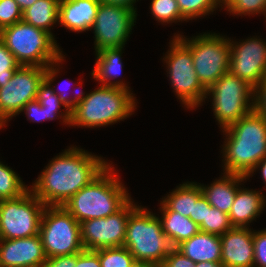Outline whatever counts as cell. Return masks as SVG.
<instances>
[{
    "label": "cell",
    "instance_id": "1",
    "mask_svg": "<svg viewBox=\"0 0 266 267\" xmlns=\"http://www.w3.org/2000/svg\"><path fill=\"white\" fill-rule=\"evenodd\" d=\"M109 164L100 156L69 146L47 164L30 189L46 206H63Z\"/></svg>",
    "mask_w": 266,
    "mask_h": 267
},
{
    "label": "cell",
    "instance_id": "2",
    "mask_svg": "<svg viewBox=\"0 0 266 267\" xmlns=\"http://www.w3.org/2000/svg\"><path fill=\"white\" fill-rule=\"evenodd\" d=\"M222 132L223 172L247 177L266 156V119L253 110Z\"/></svg>",
    "mask_w": 266,
    "mask_h": 267
},
{
    "label": "cell",
    "instance_id": "3",
    "mask_svg": "<svg viewBox=\"0 0 266 267\" xmlns=\"http://www.w3.org/2000/svg\"><path fill=\"white\" fill-rule=\"evenodd\" d=\"M111 164L63 205L79 223L113 215L132 199Z\"/></svg>",
    "mask_w": 266,
    "mask_h": 267
},
{
    "label": "cell",
    "instance_id": "4",
    "mask_svg": "<svg viewBox=\"0 0 266 267\" xmlns=\"http://www.w3.org/2000/svg\"><path fill=\"white\" fill-rule=\"evenodd\" d=\"M137 99L131 91L110 86L95 88L85 94L71 110L69 126L99 128L129 118L137 107Z\"/></svg>",
    "mask_w": 266,
    "mask_h": 267
},
{
    "label": "cell",
    "instance_id": "5",
    "mask_svg": "<svg viewBox=\"0 0 266 267\" xmlns=\"http://www.w3.org/2000/svg\"><path fill=\"white\" fill-rule=\"evenodd\" d=\"M137 262L162 264L174 248L155 213L138 205L129 215L123 243Z\"/></svg>",
    "mask_w": 266,
    "mask_h": 267
},
{
    "label": "cell",
    "instance_id": "6",
    "mask_svg": "<svg viewBox=\"0 0 266 267\" xmlns=\"http://www.w3.org/2000/svg\"><path fill=\"white\" fill-rule=\"evenodd\" d=\"M0 38L20 65L47 67L64 55L51 34L23 20L2 28Z\"/></svg>",
    "mask_w": 266,
    "mask_h": 267
},
{
    "label": "cell",
    "instance_id": "7",
    "mask_svg": "<svg viewBox=\"0 0 266 267\" xmlns=\"http://www.w3.org/2000/svg\"><path fill=\"white\" fill-rule=\"evenodd\" d=\"M218 34L205 32L191 39L180 33L173 35L191 51L197 78L206 90L229 72V38Z\"/></svg>",
    "mask_w": 266,
    "mask_h": 267
},
{
    "label": "cell",
    "instance_id": "8",
    "mask_svg": "<svg viewBox=\"0 0 266 267\" xmlns=\"http://www.w3.org/2000/svg\"><path fill=\"white\" fill-rule=\"evenodd\" d=\"M208 96L213 100V113L221 130L253 111L254 87L230 71L206 90Z\"/></svg>",
    "mask_w": 266,
    "mask_h": 267
},
{
    "label": "cell",
    "instance_id": "9",
    "mask_svg": "<svg viewBox=\"0 0 266 267\" xmlns=\"http://www.w3.org/2000/svg\"><path fill=\"white\" fill-rule=\"evenodd\" d=\"M39 236L47 258L80 253L84 250L80 223L63 206H46Z\"/></svg>",
    "mask_w": 266,
    "mask_h": 267
},
{
    "label": "cell",
    "instance_id": "10",
    "mask_svg": "<svg viewBox=\"0 0 266 267\" xmlns=\"http://www.w3.org/2000/svg\"><path fill=\"white\" fill-rule=\"evenodd\" d=\"M163 60L167 64V75L180 102L187 109L195 110L206 99V89L197 78L191 51L173 37Z\"/></svg>",
    "mask_w": 266,
    "mask_h": 267
},
{
    "label": "cell",
    "instance_id": "11",
    "mask_svg": "<svg viewBox=\"0 0 266 267\" xmlns=\"http://www.w3.org/2000/svg\"><path fill=\"white\" fill-rule=\"evenodd\" d=\"M45 207L30 188L17 198L0 200V239H21L39 234Z\"/></svg>",
    "mask_w": 266,
    "mask_h": 267
},
{
    "label": "cell",
    "instance_id": "12",
    "mask_svg": "<svg viewBox=\"0 0 266 267\" xmlns=\"http://www.w3.org/2000/svg\"><path fill=\"white\" fill-rule=\"evenodd\" d=\"M46 67L20 65L8 83L0 87V129L19 115L23 107L37 97ZM9 120V121H8Z\"/></svg>",
    "mask_w": 266,
    "mask_h": 267
},
{
    "label": "cell",
    "instance_id": "13",
    "mask_svg": "<svg viewBox=\"0 0 266 267\" xmlns=\"http://www.w3.org/2000/svg\"><path fill=\"white\" fill-rule=\"evenodd\" d=\"M137 11L100 2L94 25L95 53L107 48L125 47L136 23Z\"/></svg>",
    "mask_w": 266,
    "mask_h": 267
},
{
    "label": "cell",
    "instance_id": "14",
    "mask_svg": "<svg viewBox=\"0 0 266 267\" xmlns=\"http://www.w3.org/2000/svg\"><path fill=\"white\" fill-rule=\"evenodd\" d=\"M132 200L113 215L80 223L84 249L98 250L123 246L129 215L138 206Z\"/></svg>",
    "mask_w": 266,
    "mask_h": 267
},
{
    "label": "cell",
    "instance_id": "15",
    "mask_svg": "<svg viewBox=\"0 0 266 267\" xmlns=\"http://www.w3.org/2000/svg\"><path fill=\"white\" fill-rule=\"evenodd\" d=\"M230 39L229 71L255 88L266 77V41L259 36Z\"/></svg>",
    "mask_w": 266,
    "mask_h": 267
},
{
    "label": "cell",
    "instance_id": "16",
    "mask_svg": "<svg viewBox=\"0 0 266 267\" xmlns=\"http://www.w3.org/2000/svg\"><path fill=\"white\" fill-rule=\"evenodd\" d=\"M46 259L39 234L21 239H0V267H42Z\"/></svg>",
    "mask_w": 266,
    "mask_h": 267
},
{
    "label": "cell",
    "instance_id": "17",
    "mask_svg": "<svg viewBox=\"0 0 266 267\" xmlns=\"http://www.w3.org/2000/svg\"><path fill=\"white\" fill-rule=\"evenodd\" d=\"M220 239L225 267H254L253 229L232 227Z\"/></svg>",
    "mask_w": 266,
    "mask_h": 267
},
{
    "label": "cell",
    "instance_id": "18",
    "mask_svg": "<svg viewBox=\"0 0 266 267\" xmlns=\"http://www.w3.org/2000/svg\"><path fill=\"white\" fill-rule=\"evenodd\" d=\"M100 0H60L59 25L72 32L91 31Z\"/></svg>",
    "mask_w": 266,
    "mask_h": 267
},
{
    "label": "cell",
    "instance_id": "19",
    "mask_svg": "<svg viewBox=\"0 0 266 267\" xmlns=\"http://www.w3.org/2000/svg\"><path fill=\"white\" fill-rule=\"evenodd\" d=\"M261 192L244 187L238 188L228 214L233 227L249 228L250 223L258 218L266 207V196Z\"/></svg>",
    "mask_w": 266,
    "mask_h": 267
},
{
    "label": "cell",
    "instance_id": "20",
    "mask_svg": "<svg viewBox=\"0 0 266 267\" xmlns=\"http://www.w3.org/2000/svg\"><path fill=\"white\" fill-rule=\"evenodd\" d=\"M65 60V55L59 58L57 61L51 62L45 68L44 80L38 87L37 101L41 106L45 108L48 112L49 121L59 118L62 120L63 124L69 125L71 120V111L60 101V98L56 93H54L51 85L58 73L60 72V64ZM61 105L65 110L59 111ZM64 112V113H63Z\"/></svg>",
    "mask_w": 266,
    "mask_h": 267
},
{
    "label": "cell",
    "instance_id": "21",
    "mask_svg": "<svg viewBox=\"0 0 266 267\" xmlns=\"http://www.w3.org/2000/svg\"><path fill=\"white\" fill-rule=\"evenodd\" d=\"M223 176L209 186L200 184L203 196L206 198L207 202L222 212L229 214L231 206L234 203V199L238 188L242 185L247 178L242 175L222 173ZM243 182V183H241Z\"/></svg>",
    "mask_w": 266,
    "mask_h": 267
},
{
    "label": "cell",
    "instance_id": "22",
    "mask_svg": "<svg viewBox=\"0 0 266 267\" xmlns=\"http://www.w3.org/2000/svg\"><path fill=\"white\" fill-rule=\"evenodd\" d=\"M124 47L120 48H107L97 53L94 69L91 71L93 79L100 82L102 86L118 87L130 90L128 84L123 80H115L122 72V52ZM114 81H111L113 80Z\"/></svg>",
    "mask_w": 266,
    "mask_h": 267
},
{
    "label": "cell",
    "instance_id": "23",
    "mask_svg": "<svg viewBox=\"0 0 266 267\" xmlns=\"http://www.w3.org/2000/svg\"><path fill=\"white\" fill-rule=\"evenodd\" d=\"M176 248L194 263L221 262V239L216 234L199 231Z\"/></svg>",
    "mask_w": 266,
    "mask_h": 267
},
{
    "label": "cell",
    "instance_id": "24",
    "mask_svg": "<svg viewBox=\"0 0 266 267\" xmlns=\"http://www.w3.org/2000/svg\"><path fill=\"white\" fill-rule=\"evenodd\" d=\"M159 210L162 215V217L159 216V219L163 232L169 238L173 247L189 240L200 231L199 226L190 218L170 211L161 201Z\"/></svg>",
    "mask_w": 266,
    "mask_h": 267
},
{
    "label": "cell",
    "instance_id": "25",
    "mask_svg": "<svg viewBox=\"0 0 266 267\" xmlns=\"http://www.w3.org/2000/svg\"><path fill=\"white\" fill-rule=\"evenodd\" d=\"M161 202L170 210L177 212L193 221V209L196 201L203 195L197 182L179 184Z\"/></svg>",
    "mask_w": 266,
    "mask_h": 267
},
{
    "label": "cell",
    "instance_id": "26",
    "mask_svg": "<svg viewBox=\"0 0 266 267\" xmlns=\"http://www.w3.org/2000/svg\"><path fill=\"white\" fill-rule=\"evenodd\" d=\"M60 0H38L22 13V20L51 34L53 25L59 22Z\"/></svg>",
    "mask_w": 266,
    "mask_h": 267
},
{
    "label": "cell",
    "instance_id": "27",
    "mask_svg": "<svg viewBox=\"0 0 266 267\" xmlns=\"http://www.w3.org/2000/svg\"><path fill=\"white\" fill-rule=\"evenodd\" d=\"M29 188L11 167L0 161V200L17 198Z\"/></svg>",
    "mask_w": 266,
    "mask_h": 267
},
{
    "label": "cell",
    "instance_id": "28",
    "mask_svg": "<svg viewBox=\"0 0 266 267\" xmlns=\"http://www.w3.org/2000/svg\"><path fill=\"white\" fill-rule=\"evenodd\" d=\"M180 13L189 21L204 17L222 7L223 0H176Z\"/></svg>",
    "mask_w": 266,
    "mask_h": 267
},
{
    "label": "cell",
    "instance_id": "29",
    "mask_svg": "<svg viewBox=\"0 0 266 267\" xmlns=\"http://www.w3.org/2000/svg\"><path fill=\"white\" fill-rule=\"evenodd\" d=\"M150 11L156 21L161 24H171L188 20L180 13L176 0H152L150 3Z\"/></svg>",
    "mask_w": 266,
    "mask_h": 267
},
{
    "label": "cell",
    "instance_id": "30",
    "mask_svg": "<svg viewBox=\"0 0 266 267\" xmlns=\"http://www.w3.org/2000/svg\"><path fill=\"white\" fill-rule=\"evenodd\" d=\"M229 215L211 205L206 209L205 221L199 225L201 232L223 235L232 228Z\"/></svg>",
    "mask_w": 266,
    "mask_h": 267
},
{
    "label": "cell",
    "instance_id": "31",
    "mask_svg": "<svg viewBox=\"0 0 266 267\" xmlns=\"http://www.w3.org/2000/svg\"><path fill=\"white\" fill-rule=\"evenodd\" d=\"M101 267H131L135 263L133 255L124 247L98 249Z\"/></svg>",
    "mask_w": 266,
    "mask_h": 267
},
{
    "label": "cell",
    "instance_id": "32",
    "mask_svg": "<svg viewBox=\"0 0 266 267\" xmlns=\"http://www.w3.org/2000/svg\"><path fill=\"white\" fill-rule=\"evenodd\" d=\"M231 15L246 16L263 14L266 18V0H223V4Z\"/></svg>",
    "mask_w": 266,
    "mask_h": 267
},
{
    "label": "cell",
    "instance_id": "33",
    "mask_svg": "<svg viewBox=\"0 0 266 267\" xmlns=\"http://www.w3.org/2000/svg\"><path fill=\"white\" fill-rule=\"evenodd\" d=\"M20 64L0 38V87L6 85Z\"/></svg>",
    "mask_w": 266,
    "mask_h": 267
},
{
    "label": "cell",
    "instance_id": "34",
    "mask_svg": "<svg viewBox=\"0 0 266 267\" xmlns=\"http://www.w3.org/2000/svg\"><path fill=\"white\" fill-rule=\"evenodd\" d=\"M22 13L14 0H0V30L21 21Z\"/></svg>",
    "mask_w": 266,
    "mask_h": 267
},
{
    "label": "cell",
    "instance_id": "35",
    "mask_svg": "<svg viewBox=\"0 0 266 267\" xmlns=\"http://www.w3.org/2000/svg\"><path fill=\"white\" fill-rule=\"evenodd\" d=\"M254 267H266V229L253 230Z\"/></svg>",
    "mask_w": 266,
    "mask_h": 267
},
{
    "label": "cell",
    "instance_id": "36",
    "mask_svg": "<svg viewBox=\"0 0 266 267\" xmlns=\"http://www.w3.org/2000/svg\"><path fill=\"white\" fill-rule=\"evenodd\" d=\"M21 112H24L27 119L30 122H42L44 120L48 121V112L43 106L37 101V99L29 101L22 109Z\"/></svg>",
    "mask_w": 266,
    "mask_h": 267
},
{
    "label": "cell",
    "instance_id": "37",
    "mask_svg": "<svg viewBox=\"0 0 266 267\" xmlns=\"http://www.w3.org/2000/svg\"><path fill=\"white\" fill-rule=\"evenodd\" d=\"M161 267H195V263L174 247L164 259Z\"/></svg>",
    "mask_w": 266,
    "mask_h": 267
},
{
    "label": "cell",
    "instance_id": "38",
    "mask_svg": "<svg viewBox=\"0 0 266 267\" xmlns=\"http://www.w3.org/2000/svg\"><path fill=\"white\" fill-rule=\"evenodd\" d=\"M253 110L266 119V77L254 88Z\"/></svg>",
    "mask_w": 266,
    "mask_h": 267
},
{
    "label": "cell",
    "instance_id": "39",
    "mask_svg": "<svg viewBox=\"0 0 266 267\" xmlns=\"http://www.w3.org/2000/svg\"><path fill=\"white\" fill-rule=\"evenodd\" d=\"M75 267H101L98 250L84 249L76 253Z\"/></svg>",
    "mask_w": 266,
    "mask_h": 267
},
{
    "label": "cell",
    "instance_id": "40",
    "mask_svg": "<svg viewBox=\"0 0 266 267\" xmlns=\"http://www.w3.org/2000/svg\"><path fill=\"white\" fill-rule=\"evenodd\" d=\"M76 254L47 258L42 267H75Z\"/></svg>",
    "mask_w": 266,
    "mask_h": 267
},
{
    "label": "cell",
    "instance_id": "41",
    "mask_svg": "<svg viewBox=\"0 0 266 267\" xmlns=\"http://www.w3.org/2000/svg\"><path fill=\"white\" fill-rule=\"evenodd\" d=\"M209 206L210 204L203 195L196 201L193 209V222L198 226L205 221L206 209Z\"/></svg>",
    "mask_w": 266,
    "mask_h": 267
},
{
    "label": "cell",
    "instance_id": "42",
    "mask_svg": "<svg viewBox=\"0 0 266 267\" xmlns=\"http://www.w3.org/2000/svg\"><path fill=\"white\" fill-rule=\"evenodd\" d=\"M65 84V83H64ZM67 84H68V82H67ZM53 88V91H54V93H56L57 95H58V97L60 98V101L71 111L74 107H75V105L77 104V102H78V100L80 99V97H81V94H82V90L81 91H79V92H77L76 94H75V96H73V98L72 97H68V95H66V93L65 92H63V91H57V89H55L54 87H52ZM63 92V93H62Z\"/></svg>",
    "mask_w": 266,
    "mask_h": 267
},
{
    "label": "cell",
    "instance_id": "43",
    "mask_svg": "<svg viewBox=\"0 0 266 267\" xmlns=\"http://www.w3.org/2000/svg\"><path fill=\"white\" fill-rule=\"evenodd\" d=\"M100 1L106 4L120 5V6L127 7L129 9L135 10V11L137 10L134 6L138 0L137 1L136 0H100Z\"/></svg>",
    "mask_w": 266,
    "mask_h": 267
},
{
    "label": "cell",
    "instance_id": "44",
    "mask_svg": "<svg viewBox=\"0 0 266 267\" xmlns=\"http://www.w3.org/2000/svg\"><path fill=\"white\" fill-rule=\"evenodd\" d=\"M256 170H258V171L260 170L261 177L263 179L264 185L266 186V156L254 167L252 172L246 178L249 179L251 175L253 176V174H254V172H256Z\"/></svg>",
    "mask_w": 266,
    "mask_h": 267
},
{
    "label": "cell",
    "instance_id": "45",
    "mask_svg": "<svg viewBox=\"0 0 266 267\" xmlns=\"http://www.w3.org/2000/svg\"><path fill=\"white\" fill-rule=\"evenodd\" d=\"M14 1L18 4L19 8L23 12L27 8L31 7L38 0H14Z\"/></svg>",
    "mask_w": 266,
    "mask_h": 267
},
{
    "label": "cell",
    "instance_id": "46",
    "mask_svg": "<svg viewBox=\"0 0 266 267\" xmlns=\"http://www.w3.org/2000/svg\"><path fill=\"white\" fill-rule=\"evenodd\" d=\"M195 267H225L222 262H199L195 263Z\"/></svg>",
    "mask_w": 266,
    "mask_h": 267
},
{
    "label": "cell",
    "instance_id": "47",
    "mask_svg": "<svg viewBox=\"0 0 266 267\" xmlns=\"http://www.w3.org/2000/svg\"><path fill=\"white\" fill-rule=\"evenodd\" d=\"M131 267H161V264H156L152 262H137L131 266Z\"/></svg>",
    "mask_w": 266,
    "mask_h": 267
}]
</instances>
